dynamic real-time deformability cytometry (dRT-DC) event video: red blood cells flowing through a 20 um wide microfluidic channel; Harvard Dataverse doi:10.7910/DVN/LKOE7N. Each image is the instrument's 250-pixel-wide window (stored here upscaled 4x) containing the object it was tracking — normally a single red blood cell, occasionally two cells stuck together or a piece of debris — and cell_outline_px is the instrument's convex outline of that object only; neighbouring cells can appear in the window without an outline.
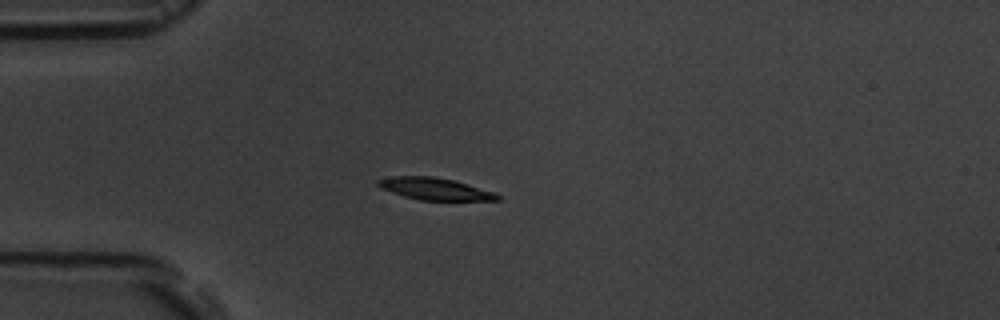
{"species": "common noctule bat (a hibernating species)", "species_latin": "Nyctalus noctula", "temperature_condition": "room temperature", "stored_images_in_passage": 10, "camera_frame_rate_fps": 3000, "um_per_image_px": 0.085, "animal": {"sex": "male", "body_mass_g": 19.5, "forearm_length_mm": 54.6}, "frame": {"image": 1, "passage_image": 4, "time_ms": 3.333, "image_size_px": [1000, 320], "cell_outline_px": [[500, 200], [420, 200], [404, 196], [380, 188], [376, 184], [376, 180], [392, 176], [432, 176], [456, 180], [492, 192], [500, 196]], "centroid_in_image_um": [36.92, 16.04], "position_along_channel_um": 48.1, "area_um2": 15.26}}
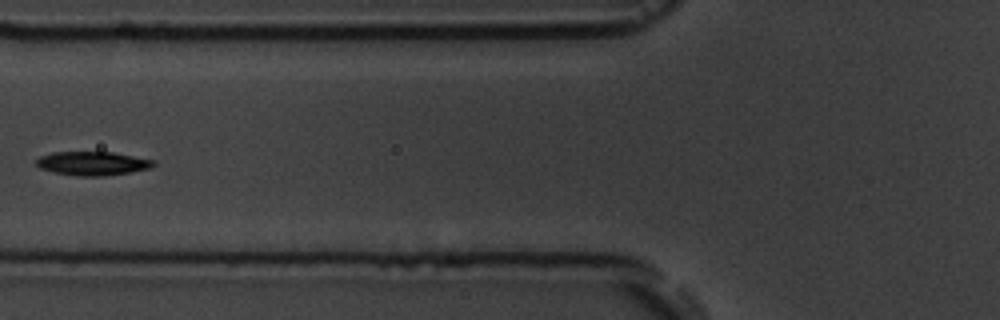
{"frame": {"image": 2, "passage_image": 6, "time_ms": 5.667, "image_size_px": [1000, 320], "cell_outline_px": [[156, 164], [152, 168], [104, 176], [76, 176], [56, 172], [40, 168], [36, 164], [36, 160], [40, 156], [52, 152], [112, 152], [156, 160]], "centroid_in_image_um": [7.9, 13.88], "position_along_channel_um": 117.9, "area_um2": 16.24}}
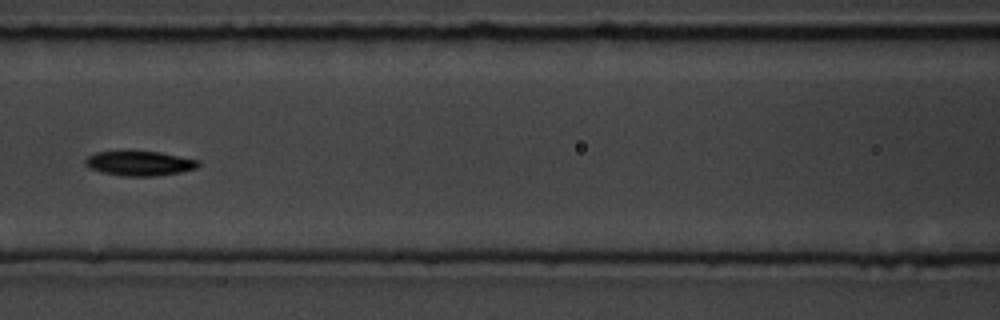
{"frame": {"image": 3, "passage_image": 7, "time_ms": 6.667, "image_size_px": [1000, 320], "cell_outline_px": [[200, 164], [196, 168], [180, 172], [156, 176], [124, 176], [100, 172], [88, 168], [84, 164], [84, 160], [88, 156], [96, 152], [128, 148], [160, 152], [200, 160]], "centroid_in_image_um": [11.8, 13.84], "position_along_channel_um": 154.8, "area_um2": 17.11}}